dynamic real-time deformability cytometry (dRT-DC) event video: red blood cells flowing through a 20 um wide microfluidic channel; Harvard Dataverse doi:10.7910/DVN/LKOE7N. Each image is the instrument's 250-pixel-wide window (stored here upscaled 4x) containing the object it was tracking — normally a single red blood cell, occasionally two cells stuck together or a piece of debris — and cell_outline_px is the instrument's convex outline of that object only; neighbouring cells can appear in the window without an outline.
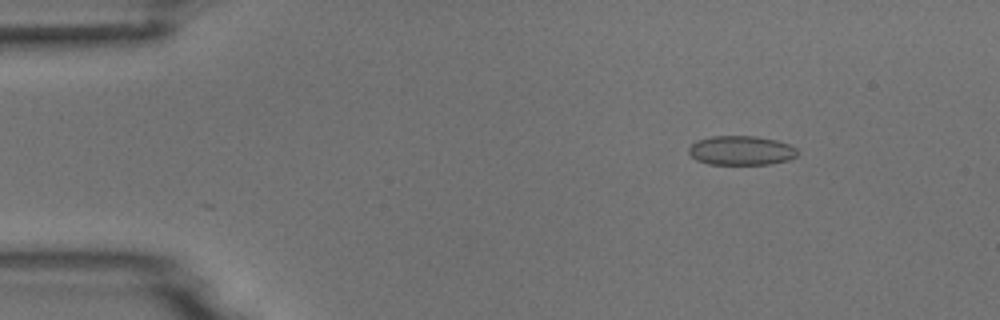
{"species": "common noctule bat (a hibernating species)", "species_latin": "Nyctalus noctula", "temperature_condition": "room temperature", "stored_images_in_passage": 5, "camera_frame_rate_fps": 3000, "um_per_image_px": 0.085, "animal": {"sex": "male", "body_mass_g": 18.8}, "frame": {"image": 1, "passage_image": 2, "time_ms": 1.333, "image_size_px": [1000, 320], "cell_outline_px": [[796, 156], [788, 160], [772, 164], [708, 164], [696, 160], [688, 152], [688, 148], [692, 144], [700, 140], [712, 136], [756, 136], [776, 140], [788, 144], [796, 148]], "centroid_in_image_um": [62.99, 12.79], "position_along_channel_um": 22.0, "area_um2": 18.44}}
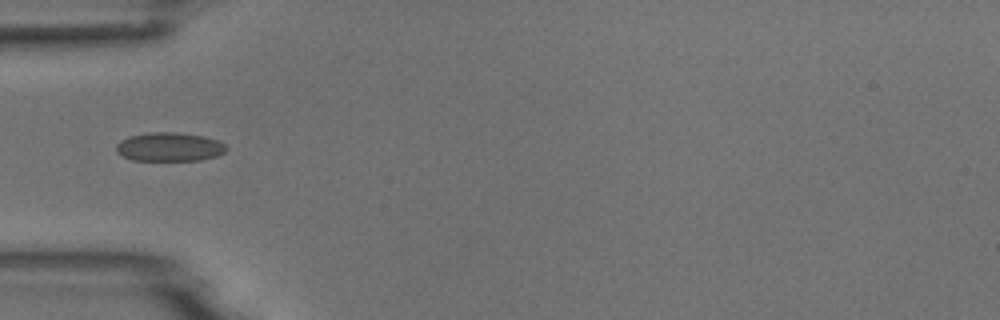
{"frame": {"image": 2, "passage_image": 5, "time_ms": 4.667, "image_size_px": [1000, 320], "cell_outline_px": [[228, 148], [224, 152], [216, 156], [200, 160], [132, 160], [116, 152], [116, 144], [120, 140], [128, 136], [152, 132], [176, 132], [204, 136], [216, 140], [224, 144]], "centroid_in_image_um": [14.38, 12.48], "position_along_channel_um": 70.6, "area_um2": 18.44}}